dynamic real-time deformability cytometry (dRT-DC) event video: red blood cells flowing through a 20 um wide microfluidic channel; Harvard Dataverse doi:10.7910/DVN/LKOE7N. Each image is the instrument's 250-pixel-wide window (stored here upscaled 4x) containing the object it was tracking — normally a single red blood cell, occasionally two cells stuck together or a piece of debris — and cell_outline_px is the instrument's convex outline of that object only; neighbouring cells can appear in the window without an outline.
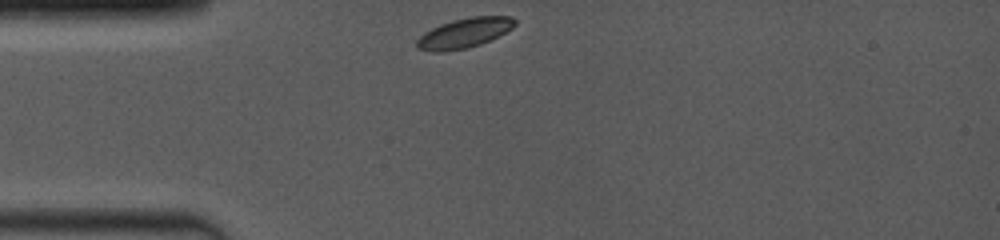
{"species": "common noctule bat (a hibernating species)", "species_latin": "Nyctalus noctula", "temperature_condition": "room temperature", "stored_images_in_passage": 41, "camera_frame_rate_fps": 4000, "um_per_image_px": 0.085, "animal": {"sex": "female", "body_mass_g": 19.0, "forearm_length_mm": 53.3}, "frame": {"image": 1, "passage_image": 1, "time_ms": 0.0, "image_size_px": [1000, 240], "cell_outline_px": [[516, 24], [512, 28], [480, 44], [468, 48], [444, 52], [436, 52], [416, 48], [416, 40], [424, 32], [440, 24], [452, 20], [472, 16], [512, 16], [516, 20]], "centroid_in_image_um": [39.44, 2.8], "position_along_channel_um": 45.6, "area_um2": 16.99}}
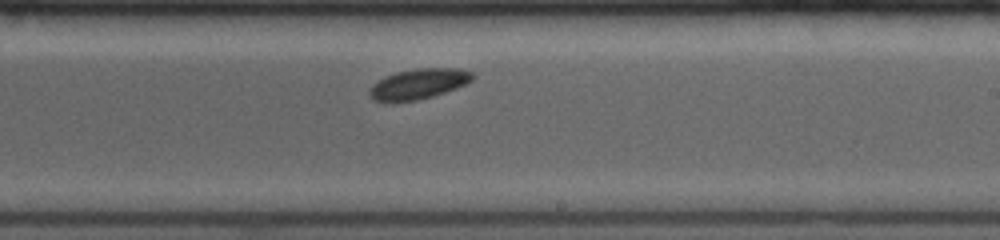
{"frame": {"image": 2, "passage_image": 24, "time_ms": 5.75, "image_size_px": [1000, 240], "cell_outline_px": [[476, 76], [472, 80], [456, 88], [432, 96], [416, 100], [392, 104], [372, 100], [368, 96], [368, 92], [372, 84], [384, 76], [396, 72], [416, 68], [460, 68], [472, 72]], "centroid_in_image_um": [35.51, 7.15], "position_along_channel_um": 253.5, "area_um2": 18.67}}
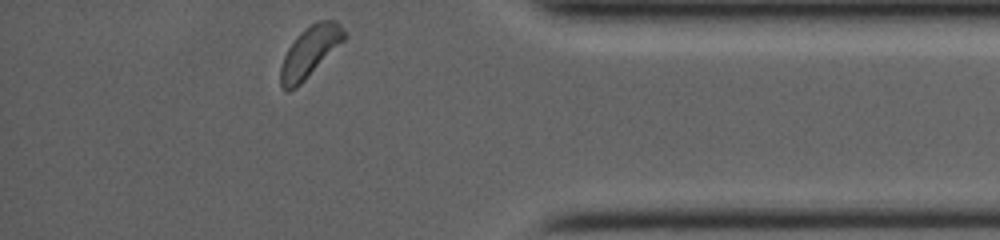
{"frame": {"image": 3, "passage_image": 41, "time_ms": 10.0, "image_size_px": [1000, 240], "cell_outline_px": [[348, 36], [296, 88], [288, 92], [284, 92], [280, 88], [280, 68], [284, 56], [288, 48], [300, 32], [316, 20], [336, 20], [344, 28]], "centroid_in_image_um": [26.32, 4.4], "position_along_channel_um": 408.9, "area_um2": 18.79}, "authors_computed_cell_mechanics": {"area_um2": 18.3804, "velocity_mm_per_s": 3.9433, "shape_relaxation_time_tau1_ms": 0.7056, "shape_relaxation_time_tau2_ms": null, "deformation_change_tau1": 0.0345, "deformation_change_tau2": null}}